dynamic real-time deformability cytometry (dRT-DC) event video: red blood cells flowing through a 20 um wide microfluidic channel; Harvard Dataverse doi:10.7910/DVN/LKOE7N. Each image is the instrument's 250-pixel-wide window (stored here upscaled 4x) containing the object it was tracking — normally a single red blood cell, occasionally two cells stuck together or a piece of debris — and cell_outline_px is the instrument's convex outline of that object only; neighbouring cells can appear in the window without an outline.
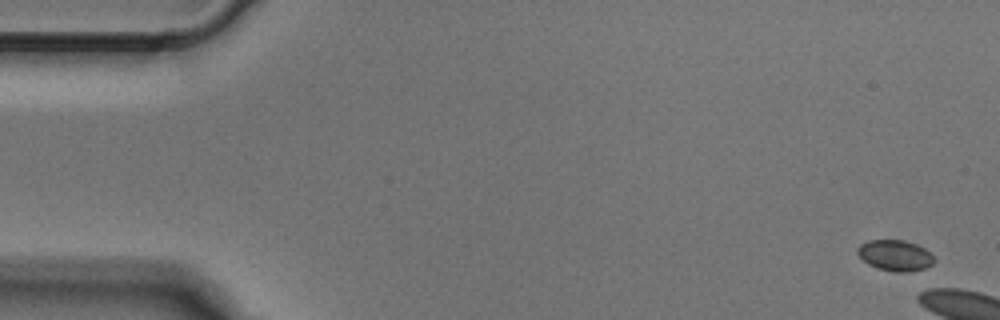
{"species": "Egyptian fruit bat (a non-hibernating species)", "species_latin": "Rousettus aegyptiacus", "temperature_condition": "cold", "stored_images_in_passage": 4, "camera_frame_rate_fps": 3000, "um_per_image_px": 0.085, "animal": {"sex": "male"}, "frame": {"image": 1, "passage_image": 1, "time_ms": 0.0, "image_size_px": [1000, 320], "cell_outline_px": [[936, 260], [932, 264], [924, 268], [904, 272], [896, 272], [876, 268], [868, 264], [856, 252], [856, 248], [860, 244], [868, 240], [904, 240], [916, 244], [924, 248], [936, 256]], "centroid_in_image_um": [76.09, 21.7], "position_along_channel_um": 8.9, "area_um2": 13.87}}